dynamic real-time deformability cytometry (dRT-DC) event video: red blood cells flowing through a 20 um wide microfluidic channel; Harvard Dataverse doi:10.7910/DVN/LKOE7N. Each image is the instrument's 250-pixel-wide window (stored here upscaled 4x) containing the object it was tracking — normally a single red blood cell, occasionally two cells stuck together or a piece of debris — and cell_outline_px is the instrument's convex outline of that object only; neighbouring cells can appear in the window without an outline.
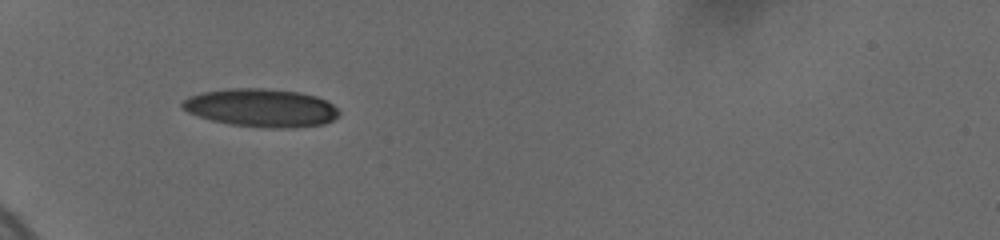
{"species": "human", "species_latin": "Homo sapiens", "temperature_condition": "cold", "stored_images_in_passage": 56, "camera_frame_rate_fps": 3000, "um_per_image_px": 0.085, "donor": {"sex": "female"}, "frame": {"image": 1, "passage_image": 1, "time_ms": 0.0, "image_size_px": [1000, 240], "cell_outline_px": [[340, 112], [332, 120], [324, 124], [292, 128], [264, 128], [232, 124], [212, 120], [188, 112], [180, 108], [180, 104], [188, 96], [200, 92], [228, 88], [264, 88], [300, 92], [316, 96], [332, 104]], "centroid_in_image_um": [22.17, 9.16], "position_along_channel_um": 62.8, "area_um2": 34.91}}
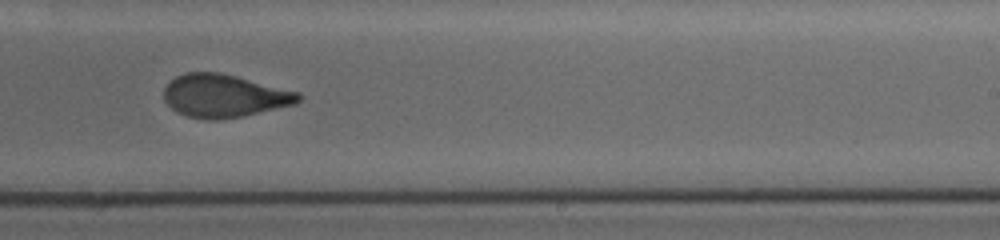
{"frame": {"image": 2, "passage_image": 31, "time_ms": 6.0, "image_size_px": [1000, 240], "cell_outline_px": [[300, 100], [296, 104], [244, 116], [220, 120], [208, 120], [188, 116], [176, 112], [164, 100], [164, 88], [176, 76], [184, 72], [220, 72], [300, 92]], "centroid_in_image_um": [19.06, 8.15], "position_along_channel_um": 269.9, "area_um2": 33.76}}
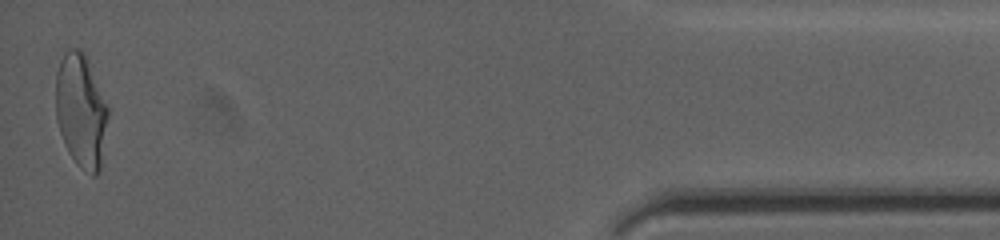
{"frame": {"image": 3, "passage_image": 55, "time_ms": 12.0, "image_size_px": [1000, 240], "cell_outline_px": [[108, 116], [100, 172], [96, 176], [92, 176], [80, 168], [76, 164], [68, 152], [60, 132], [56, 120], [56, 72], [60, 60], [64, 52], [68, 48], [80, 48], [84, 52], [88, 60], [108, 108]], "centroid_in_image_um": [6.87, 9.42], "position_along_channel_um": 428.3, "area_um2": 34.8}, "authors_computed_cell_mechanics": {"area_um2": 34.5644, "velocity_mm_per_s": 3.7168, "shape_relaxation_time_tau1_ms": 5.9438, "shape_relaxation_time_tau2_ms": 1.3572, "deformation_change_tau1": 0.1933, "deformation_change_tau2": 0.0712}}